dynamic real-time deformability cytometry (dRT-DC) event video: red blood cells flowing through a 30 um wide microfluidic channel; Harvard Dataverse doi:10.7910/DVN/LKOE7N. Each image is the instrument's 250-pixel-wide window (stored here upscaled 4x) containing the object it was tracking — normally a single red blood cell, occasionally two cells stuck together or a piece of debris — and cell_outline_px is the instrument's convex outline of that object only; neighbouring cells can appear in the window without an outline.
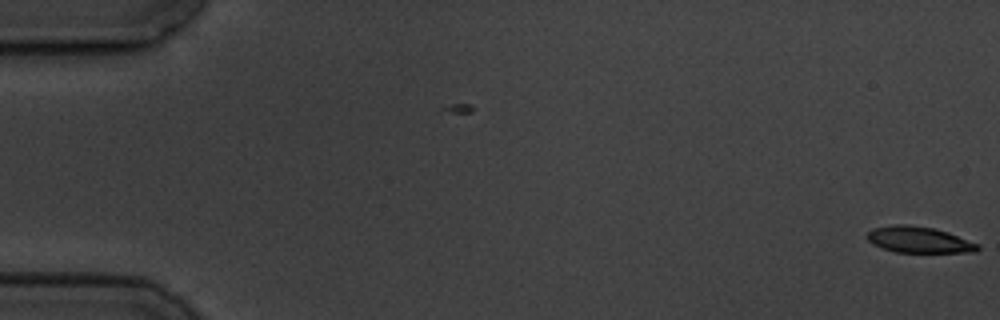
{"species": "common noctule bat (a hibernating species)", "species_latin": "Nyctalus noctula", "temperature_condition": "cold", "stored_images_in_passage": 2, "camera_frame_rate_fps": 3000, "um_per_image_px": 0.085, "animal": {"sex": "male", "body_mass_g": 19.5, "forearm_length_mm": 54.6}, "frame": {"image": 1, "passage_image": 2, "time_ms": 1.333, "image_size_px": [1000, 320], "cell_outline_px": [[980, 248], [976, 252], [896, 252], [872, 244], [868, 240], [868, 232], [872, 228], [892, 224], [908, 224], [932, 228], [948, 232], [980, 244]], "centroid_in_image_um": [78.12, 20.37], "position_along_channel_um": 6.9, "area_um2": 16.88}}